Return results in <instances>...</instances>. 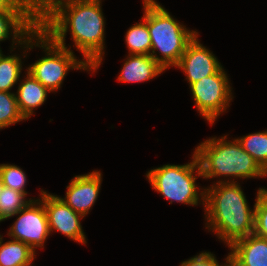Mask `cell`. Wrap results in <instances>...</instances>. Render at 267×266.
<instances>
[{"instance_id":"6da1fadb","label":"cell","mask_w":267,"mask_h":266,"mask_svg":"<svg viewBox=\"0 0 267 266\" xmlns=\"http://www.w3.org/2000/svg\"><path fill=\"white\" fill-rule=\"evenodd\" d=\"M38 27L65 48V36L70 29L74 46L83 54V61L93 72L98 70L105 48L101 0H39Z\"/></svg>"},{"instance_id":"7a4b0ae2","label":"cell","mask_w":267,"mask_h":266,"mask_svg":"<svg viewBox=\"0 0 267 266\" xmlns=\"http://www.w3.org/2000/svg\"><path fill=\"white\" fill-rule=\"evenodd\" d=\"M206 228L212 230L228 247L254 232L255 207L249 208L240 184L219 180L204 188Z\"/></svg>"},{"instance_id":"3957f363","label":"cell","mask_w":267,"mask_h":266,"mask_svg":"<svg viewBox=\"0 0 267 266\" xmlns=\"http://www.w3.org/2000/svg\"><path fill=\"white\" fill-rule=\"evenodd\" d=\"M226 139L227 135L218 139L209 138L195 148L203 179L221 176H232L234 179L267 176L237 139Z\"/></svg>"},{"instance_id":"277c9868","label":"cell","mask_w":267,"mask_h":266,"mask_svg":"<svg viewBox=\"0 0 267 266\" xmlns=\"http://www.w3.org/2000/svg\"><path fill=\"white\" fill-rule=\"evenodd\" d=\"M144 19L151 38V53L165 70L175 67L185 52L187 45L198 32L188 30L183 24L173 19L169 12L155 0H143ZM156 50L161 53L157 56Z\"/></svg>"},{"instance_id":"5b68a950","label":"cell","mask_w":267,"mask_h":266,"mask_svg":"<svg viewBox=\"0 0 267 266\" xmlns=\"http://www.w3.org/2000/svg\"><path fill=\"white\" fill-rule=\"evenodd\" d=\"M35 41V42H34ZM23 47L31 50L33 46L44 49L45 57L29 65V72L35 79L42 83L50 92L61 88L62 82L70 69H93L82 60H77L70 48H65L54 42L46 33L37 27L22 43Z\"/></svg>"},{"instance_id":"8992f818","label":"cell","mask_w":267,"mask_h":266,"mask_svg":"<svg viewBox=\"0 0 267 266\" xmlns=\"http://www.w3.org/2000/svg\"><path fill=\"white\" fill-rule=\"evenodd\" d=\"M196 171V172H195ZM202 177L201 168L195 152L192 161L184 165H163L153 168L146 176L152 188L164 198L170 200V204L176 201L188 205H198L199 201L204 205V191L198 193L196 184L197 176ZM199 195L201 199L199 198Z\"/></svg>"},{"instance_id":"52a82bcc","label":"cell","mask_w":267,"mask_h":266,"mask_svg":"<svg viewBox=\"0 0 267 266\" xmlns=\"http://www.w3.org/2000/svg\"><path fill=\"white\" fill-rule=\"evenodd\" d=\"M190 90L198 112L213 124L233 99L228 76L222 67L216 74L192 83Z\"/></svg>"},{"instance_id":"ba28073f","label":"cell","mask_w":267,"mask_h":266,"mask_svg":"<svg viewBox=\"0 0 267 266\" xmlns=\"http://www.w3.org/2000/svg\"><path fill=\"white\" fill-rule=\"evenodd\" d=\"M9 229L8 236L26 243L32 250L43 248L50 235L48 217L41 199L31 200L21 211Z\"/></svg>"},{"instance_id":"9c48e42d","label":"cell","mask_w":267,"mask_h":266,"mask_svg":"<svg viewBox=\"0 0 267 266\" xmlns=\"http://www.w3.org/2000/svg\"><path fill=\"white\" fill-rule=\"evenodd\" d=\"M40 194L46 209L50 233L56 230L69 239L86 244V236L80 223L83 216L76 213L59 196L43 190Z\"/></svg>"},{"instance_id":"30bf717a","label":"cell","mask_w":267,"mask_h":266,"mask_svg":"<svg viewBox=\"0 0 267 266\" xmlns=\"http://www.w3.org/2000/svg\"><path fill=\"white\" fill-rule=\"evenodd\" d=\"M198 35L187 45L179 63L175 66L186 74V80L190 85L216 74L222 68L215 55L200 43Z\"/></svg>"},{"instance_id":"8fae6325","label":"cell","mask_w":267,"mask_h":266,"mask_svg":"<svg viewBox=\"0 0 267 266\" xmlns=\"http://www.w3.org/2000/svg\"><path fill=\"white\" fill-rule=\"evenodd\" d=\"M100 171L75 176L67 186L65 198L60 197L69 207L83 217L96 202L102 183Z\"/></svg>"},{"instance_id":"7c38bea8","label":"cell","mask_w":267,"mask_h":266,"mask_svg":"<svg viewBox=\"0 0 267 266\" xmlns=\"http://www.w3.org/2000/svg\"><path fill=\"white\" fill-rule=\"evenodd\" d=\"M38 22L39 9H4L0 12V42L12 36L11 48L15 49L14 44L22 45Z\"/></svg>"},{"instance_id":"4fadbf2b","label":"cell","mask_w":267,"mask_h":266,"mask_svg":"<svg viewBox=\"0 0 267 266\" xmlns=\"http://www.w3.org/2000/svg\"><path fill=\"white\" fill-rule=\"evenodd\" d=\"M229 248L239 266H267V238L253 233L234 241Z\"/></svg>"},{"instance_id":"5bb4252c","label":"cell","mask_w":267,"mask_h":266,"mask_svg":"<svg viewBox=\"0 0 267 266\" xmlns=\"http://www.w3.org/2000/svg\"><path fill=\"white\" fill-rule=\"evenodd\" d=\"M165 69L150 55L128 54L117 80L120 82H143L150 80Z\"/></svg>"},{"instance_id":"9a60e30c","label":"cell","mask_w":267,"mask_h":266,"mask_svg":"<svg viewBox=\"0 0 267 266\" xmlns=\"http://www.w3.org/2000/svg\"><path fill=\"white\" fill-rule=\"evenodd\" d=\"M25 74H27L25 79L19 81L15 96L19 112L26 120L33 115L37 107L44 104L50 91L29 72Z\"/></svg>"},{"instance_id":"2e32d148","label":"cell","mask_w":267,"mask_h":266,"mask_svg":"<svg viewBox=\"0 0 267 266\" xmlns=\"http://www.w3.org/2000/svg\"><path fill=\"white\" fill-rule=\"evenodd\" d=\"M2 243L0 235V266H32L36 252L26 243L14 239Z\"/></svg>"},{"instance_id":"e0dca14e","label":"cell","mask_w":267,"mask_h":266,"mask_svg":"<svg viewBox=\"0 0 267 266\" xmlns=\"http://www.w3.org/2000/svg\"><path fill=\"white\" fill-rule=\"evenodd\" d=\"M237 140L267 175V131L248 134Z\"/></svg>"},{"instance_id":"ac0fdd59","label":"cell","mask_w":267,"mask_h":266,"mask_svg":"<svg viewBox=\"0 0 267 266\" xmlns=\"http://www.w3.org/2000/svg\"><path fill=\"white\" fill-rule=\"evenodd\" d=\"M131 26L125 34V41L129 54L150 55L151 38L144 19Z\"/></svg>"},{"instance_id":"d6986e66","label":"cell","mask_w":267,"mask_h":266,"mask_svg":"<svg viewBox=\"0 0 267 266\" xmlns=\"http://www.w3.org/2000/svg\"><path fill=\"white\" fill-rule=\"evenodd\" d=\"M22 70V61L20 56L9 55L0 56V91L9 92L17 84Z\"/></svg>"},{"instance_id":"ffe728a7","label":"cell","mask_w":267,"mask_h":266,"mask_svg":"<svg viewBox=\"0 0 267 266\" xmlns=\"http://www.w3.org/2000/svg\"><path fill=\"white\" fill-rule=\"evenodd\" d=\"M26 194L20 193L13 189L4 187L0 194V222L5 219L14 217L21 211L31 200H26Z\"/></svg>"},{"instance_id":"44dd1931","label":"cell","mask_w":267,"mask_h":266,"mask_svg":"<svg viewBox=\"0 0 267 266\" xmlns=\"http://www.w3.org/2000/svg\"><path fill=\"white\" fill-rule=\"evenodd\" d=\"M25 120L18 109L16 96L0 91V129Z\"/></svg>"},{"instance_id":"7402d4cb","label":"cell","mask_w":267,"mask_h":266,"mask_svg":"<svg viewBox=\"0 0 267 266\" xmlns=\"http://www.w3.org/2000/svg\"><path fill=\"white\" fill-rule=\"evenodd\" d=\"M0 174L5 187L25 193L26 174L19 166L11 164H0Z\"/></svg>"},{"instance_id":"603a6c76","label":"cell","mask_w":267,"mask_h":266,"mask_svg":"<svg viewBox=\"0 0 267 266\" xmlns=\"http://www.w3.org/2000/svg\"><path fill=\"white\" fill-rule=\"evenodd\" d=\"M254 234L267 238V191L259 188L255 200Z\"/></svg>"},{"instance_id":"cb8c5ba5","label":"cell","mask_w":267,"mask_h":266,"mask_svg":"<svg viewBox=\"0 0 267 266\" xmlns=\"http://www.w3.org/2000/svg\"><path fill=\"white\" fill-rule=\"evenodd\" d=\"M232 259L229 253L226 257V263L219 265L216 257L211 252H201L198 255L184 261L180 266H227V262Z\"/></svg>"},{"instance_id":"d4e9b609","label":"cell","mask_w":267,"mask_h":266,"mask_svg":"<svg viewBox=\"0 0 267 266\" xmlns=\"http://www.w3.org/2000/svg\"><path fill=\"white\" fill-rule=\"evenodd\" d=\"M4 9H39V0H0V12Z\"/></svg>"},{"instance_id":"484cf974","label":"cell","mask_w":267,"mask_h":266,"mask_svg":"<svg viewBox=\"0 0 267 266\" xmlns=\"http://www.w3.org/2000/svg\"><path fill=\"white\" fill-rule=\"evenodd\" d=\"M5 185L3 184V180L0 174V194L2 193L3 189H4Z\"/></svg>"},{"instance_id":"4316f807","label":"cell","mask_w":267,"mask_h":266,"mask_svg":"<svg viewBox=\"0 0 267 266\" xmlns=\"http://www.w3.org/2000/svg\"><path fill=\"white\" fill-rule=\"evenodd\" d=\"M227 266H239L237 263H235L232 259L227 262Z\"/></svg>"}]
</instances>
